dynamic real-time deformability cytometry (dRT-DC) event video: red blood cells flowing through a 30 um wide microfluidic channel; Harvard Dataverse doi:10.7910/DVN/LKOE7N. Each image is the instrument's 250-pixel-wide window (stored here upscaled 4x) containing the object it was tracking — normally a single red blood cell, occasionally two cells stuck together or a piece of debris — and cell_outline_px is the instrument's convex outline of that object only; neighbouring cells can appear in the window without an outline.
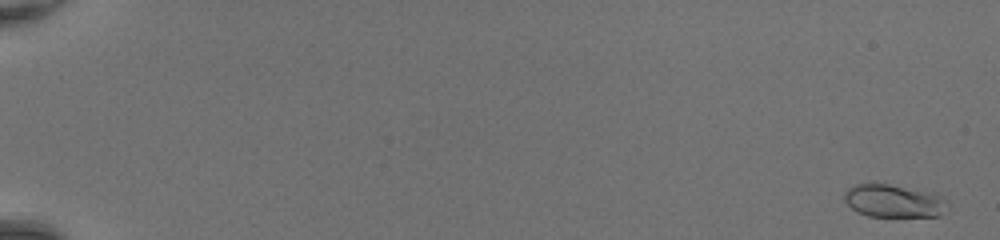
{"species": "common noctule bat (a hibernating species)", "species_latin": "Nyctalus noctula", "temperature_condition": "room temperature", "stored_images_in_passage": 51, "camera_frame_rate_fps": 3000, "um_per_image_px": 0.085, "animal": {"sex": "female", "body_mass_g": 20.0, "forearm_length_mm": 54.0}, "frame": {"image": 1, "passage_image": 2, "time_ms": 0.333, "image_size_px": [1000, 240], "cell_outline_px": [[948, 204], [940, 216], [868, 216], [856, 212], [844, 200], [844, 192], [848, 188], [856, 184], [872, 180], [932, 192], [944, 196], [948, 200]], "centroid_in_image_um": [75.95, 17.03], "position_along_channel_um": 9.1, "area_um2": 20.46}}
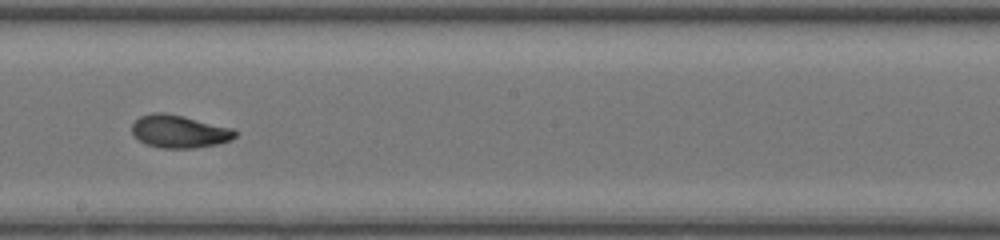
{"frame": {"image": 2, "passage_image": 32, "time_ms": 10.333, "image_size_px": [1000, 240], "cell_outline_px": [[236, 136], [232, 140], [216, 144], [196, 148], [160, 148], [144, 144], [132, 132], [132, 124], [140, 116], [152, 112], [164, 112], [184, 116], [232, 128], [236, 132]], "centroid_in_image_um": [15.23, 11.17], "position_along_channel_um": 233.0, "area_um2": 19.77}}
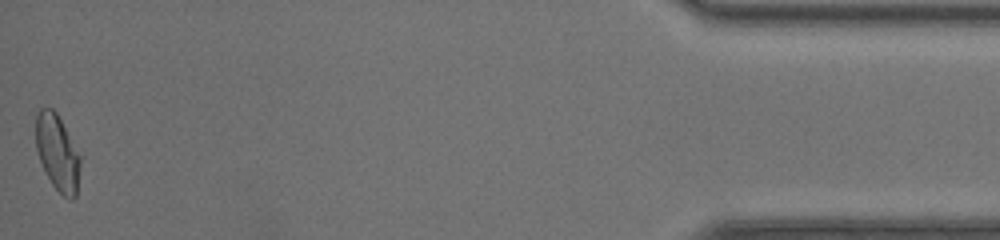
{"frame": {"image": 3, "passage_image": 51, "time_ms": 16.667, "image_size_px": [1000, 240], "cell_outline_px": [[80, 164], [76, 196], [72, 200], [64, 196], [52, 184], [40, 160], [36, 148], [36, 112], [40, 108], [52, 108], [56, 112], [80, 156]], "centroid_in_image_um": [4.87, 12.96], "position_along_channel_um": 430.3, "area_um2": 19.25}, "authors_computed_cell_mechanics": {"area_um2": 19.5364, "velocity_mm_per_s": 4.3453, "shape_relaxation_time_tau1_ms": 3.4508, "shape_relaxation_time_tau2_ms": 1.3729, "deformation_change_tau1": 0.1542, "deformation_change_tau2": 0.0598}}